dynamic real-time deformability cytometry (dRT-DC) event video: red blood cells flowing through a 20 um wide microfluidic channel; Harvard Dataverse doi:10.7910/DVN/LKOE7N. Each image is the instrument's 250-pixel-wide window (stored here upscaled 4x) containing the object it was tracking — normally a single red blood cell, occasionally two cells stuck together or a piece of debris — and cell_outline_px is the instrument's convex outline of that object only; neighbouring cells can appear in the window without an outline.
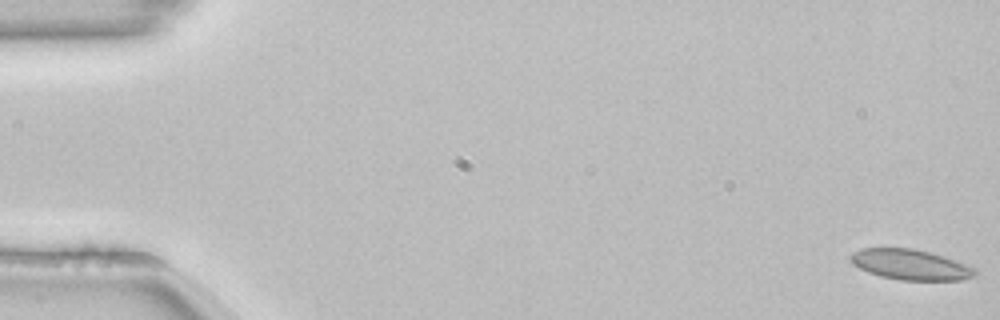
{"species": "common noctule bat (a hibernating species)", "species_latin": "Nyctalus noctula", "temperature_condition": "room temperature", "stored_images_in_passage": 54, "camera_frame_rate_fps": 3000, "um_per_image_px": 0.085, "animal": {"sex": "female", "body_mass_g": 22.7, "forearm_length_mm": 54.2}, "frame": {"image": 1, "passage_image": 1, "time_ms": 0.0, "image_size_px": [1000, 320], "cell_outline_px": [[976, 272], [972, 276], [964, 280], [900, 280], [880, 276], [868, 272], [852, 264], [848, 256], [852, 252], [860, 248], [912, 248], [932, 252], [968, 264], [976, 268]], "centroid_in_image_um": [77.38, 22.48], "position_along_channel_um": 7.6, "area_um2": 22.31}}
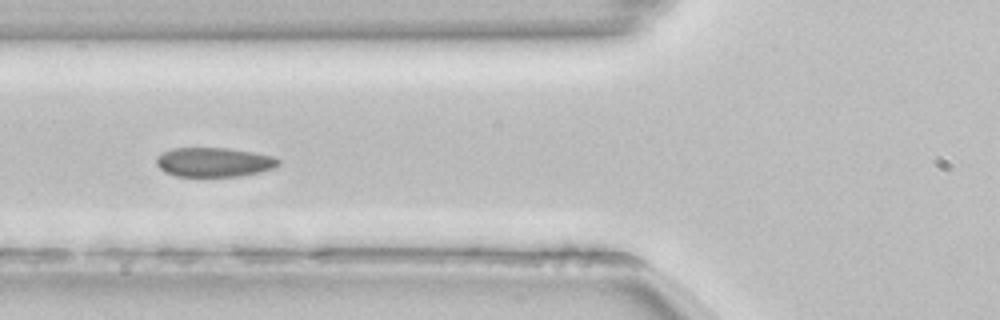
{"frame": {"image": 2, "passage_image": 21, "time_ms": 6.667, "image_size_px": [1000, 320], "cell_outline_px": [[280, 164], [276, 168], [240, 176], [176, 176], [164, 172], [156, 164], [156, 156], [172, 148], [228, 148], [252, 152], [272, 156], [280, 160]], "centroid_in_image_um": [18.18, 13.78], "position_along_channel_um": 107.6, "area_um2": 20.87}}
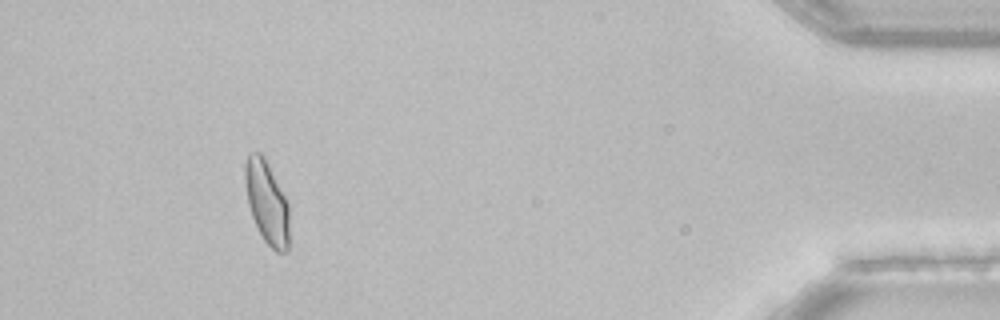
{"frame": {"image": 3, "passage_image": 50, "time_ms": 16.333, "image_size_px": [1000, 320], "cell_outline_px": [[288, 248], [284, 252], [276, 252], [264, 240], [252, 216], [248, 204], [244, 180], [244, 164], [248, 152], [260, 152], [264, 156], [288, 204]], "centroid_in_image_um": [22.65, 17.15], "position_along_channel_um": 412.6, "area_um2": 21.1}, "authors_computed_cell_mechanics": {"area_um2": 21.2704, "velocity_mm_per_s": 3.8179, "shape_relaxation_time_tau1_ms": 5.223, "shape_relaxation_time_tau2_ms": 0.8936, "deformation_change_tau1": 0.1205, "deformation_change_tau2": 0.0421}}